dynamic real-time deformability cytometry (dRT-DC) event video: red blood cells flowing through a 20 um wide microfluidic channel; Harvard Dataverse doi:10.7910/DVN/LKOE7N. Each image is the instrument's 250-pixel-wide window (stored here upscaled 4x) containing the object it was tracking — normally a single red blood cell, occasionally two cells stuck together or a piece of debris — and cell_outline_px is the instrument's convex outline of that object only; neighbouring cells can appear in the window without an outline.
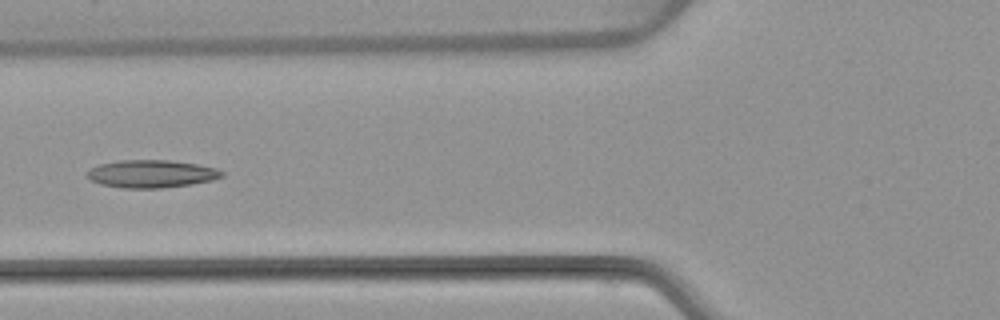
{"species": "common noctule bat (a hibernating species)", "species_latin": "Nyctalus noctula", "temperature_condition": "warm", "stored_images_in_passage": 5, "camera_frame_rate_fps": 3000, "um_per_image_px": 0.085, "animal": {"sex": "female", "body_mass_g": 22.7, "forearm_length_mm": 54.2}, "frame": {"image": 1, "passage_image": 5, "time_ms": 5.667, "image_size_px": [1000, 320], "cell_outline_px": [[224, 176], [212, 180], [192, 184], [160, 188], [120, 188], [100, 184], [92, 180], [88, 176], [88, 172], [92, 168], [100, 164], [116, 160], [168, 160], [196, 164], [216, 168], [224, 172]], "centroid_in_image_um": [12.89, 14.77], "position_along_channel_um": 112.9, "area_um2": 21.68}}